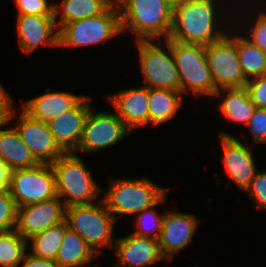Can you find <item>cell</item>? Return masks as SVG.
<instances>
[{
    "mask_svg": "<svg viewBox=\"0 0 266 267\" xmlns=\"http://www.w3.org/2000/svg\"><path fill=\"white\" fill-rule=\"evenodd\" d=\"M218 7L217 0H189L174 6L168 39L203 46L222 39L229 32L217 28Z\"/></svg>",
    "mask_w": 266,
    "mask_h": 267,
    "instance_id": "1",
    "label": "cell"
},
{
    "mask_svg": "<svg viewBox=\"0 0 266 267\" xmlns=\"http://www.w3.org/2000/svg\"><path fill=\"white\" fill-rule=\"evenodd\" d=\"M173 6L167 0H129L120 10L121 29L131 30L139 40H167Z\"/></svg>",
    "mask_w": 266,
    "mask_h": 267,
    "instance_id": "2",
    "label": "cell"
},
{
    "mask_svg": "<svg viewBox=\"0 0 266 267\" xmlns=\"http://www.w3.org/2000/svg\"><path fill=\"white\" fill-rule=\"evenodd\" d=\"M56 177L57 196L66 207L94 204L103 191L85 167L81 156L64 153L51 164Z\"/></svg>",
    "mask_w": 266,
    "mask_h": 267,
    "instance_id": "3",
    "label": "cell"
},
{
    "mask_svg": "<svg viewBox=\"0 0 266 267\" xmlns=\"http://www.w3.org/2000/svg\"><path fill=\"white\" fill-rule=\"evenodd\" d=\"M148 178L110 179L102 200L117 221L116 215L138 214L155 205L167 192Z\"/></svg>",
    "mask_w": 266,
    "mask_h": 267,
    "instance_id": "4",
    "label": "cell"
},
{
    "mask_svg": "<svg viewBox=\"0 0 266 267\" xmlns=\"http://www.w3.org/2000/svg\"><path fill=\"white\" fill-rule=\"evenodd\" d=\"M97 205H73L66 207L68 227L77 232L87 244L101 255V247H113L116 238L113 230L116 219L107 209L102 198Z\"/></svg>",
    "mask_w": 266,
    "mask_h": 267,
    "instance_id": "5",
    "label": "cell"
},
{
    "mask_svg": "<svg viewBox=\"0 0 266 267\" xmlns=\"http://www.w3.org/2000/svg\"><path fill=\"white\" fill-rule=\"evenodd\" d=\"M172 53L179 73L180 92L191 90L197 96H214L217 89L209 68L205 46L171 40Z\"/></svg>",
    "mask_w": 266,
    "mask_h": 267,
    "instance_id": "6",
    "label": "cell"
},
{
    "mask_svg": "<svg viewBox=\"0 0 266 267\" xmlns=\"http://www.w3.org/2000/svg\"><path fill=\"white\" fill-rule=\"evenodd\" d=\"M161 41H136L140 68L146 83L143 86L180 92L179 73L172 53L171 40H164L166 50L161 46Z\"/></svg>",
    "mask_w": 266,
    "mask_h": 267,
    "instance_id": "7",
    "label": "cell"
},
{
    "mask_svg": "<svg viewBox=\"0 0 266 267\" xmlns=\"http://www.w3.org/2000/svg\"><path fill=\"white\" fill-rule=\"evenodd\" d=\"M120 33V10L108 7L102 14L65 24L58 31V46L73 48L105 43Z\"/></svg>",
    "mask_w": 266,
    "mask_h": 267,
    "instance_id": "8",
    "label": "cell"
},
{
    "mask_svg": "<svg viewBox=\"0 0 266 267\" xmlns=\"http://www.w3.org/2000/svg\"><path fill=\"white\" fill-rule=\"evenodd\" d=\"M9 191L17 208L57 197L56 177L51 164L12 170Z\"/></svg>",
    "mask_w": 266,
    "mask_h": 267,
    "instance_id": "9",
    "label": "cell"
},
{
    "mask_svg": "<svg viewBox=\"0 0 266 267\" xmlns=\"http://www.w3.org/2000/svg\"><path fill=\"white\" fill-rule=\"evenodd\" d=\"M205 53L217 90L246 85L248 80L241 69L237 52V34H226L222 39L205 46Z\"/></svg>",
    "mask_w": 266,
    "mask_h": 267,
    "instance_id": "10",
    "label": "cell"
},
{
    "mask_svg": "<svg viewBox=\"0 0 266 267\" xmlns=\"http://www.w3.org/2000/svg\"><path fill=\"white\" fill-rule=\"evenodd\" d=\"M130 131L114 112H94L92 107L86 117L82 136L74 152H97L115 146Z\"/></svg>",
    "mask_w": 266,
    "mask_h": 267,
    "instance_id": "11",
    "label": "cell"
},
{
    "mask_svg": "<svg viewBox=\"0 0 266 267\" xmlns=\"http://www.w3.org/2000/svg\"><path fill=\"white\" fill-rule=\"evenodd\" d=\"M66 206L57 196L50 200L17 208L15 230L26 240L65 221Z\"/></svg>",
    "mask_w": 266,
    "mask_h": 267,
    "instance_id": "12",
    "label": "cell"
},
{
    "mask_svg": "<svg viewBox=\"0 0 266 267\" xmlns=\"http://www.w3.org/2000/svg\"><path fill=\"white\" fill-rule=\"evenodd\" d=\"M15 125L21 139L40 164H52L65 152L56 143L48 123L31 117L23 109Z\"/></svg>",
    "mask_w": 266,
    "mask_h": 267,
    "instance_id": "13",
    "label": "cell"
},
{
    "mask_svg": "<svg viewBox=\"0 0 266 267\" xmlns=\"http://www.w3.org/2000/svg\"><path fill=\"white\" fill-rule=\"evenodd\" d=\"M198 225L199 220L192 214L171 210L164 212L158 242L165 260L172 261L175 254L191 242Z\"/></svg>",
    "mask_w": 266,
    "mask_h": 267,
    "instance_id": "14",
    "label": "cell"
},
{
    "mask_svg": "<svg viewBox=\"0 0 266 267\" xmlns=\"http://www.w3.org/2000/svg\"><path fill=\"white\" fill-rule=\"evenodd\" d=\"M219 140L223 148V163L229 177L245 190L256 175V167L252 154V147L248 148L242 141L230 135L220 132Z\"/></svg>",
    "mask_w": 266,
    "mask_h": 267,
    "instance_id": "15",
    "label": "cell"
},
{
    "mask_svg": "<svg viewBox=\"0 0 266 267\" xmlns=\"http://www.w3.org/2000/svg\"><path fill=\"white\" fill-rule=\"evenodd\" d=\"M89 97H83L72 109L48 122L56 143L65 152L78 148L86 117L92 108Z\"/></svg>",
    "mask_w": 266,
    "mask_h": 267,
    "instance_id": "16",
    "label": "cell"
},
{
    "mask_svg": "<svg viewBox=\"0 0 266 267\" xmlns=\"http://www.w3.org/2000/svg\"><path fill=\"white\" fill-rule=\"evenodd\" d=\"M114 242L116 248L114 253L118 261L114 267H149L165 260L157 239L131 233L116 238Z\"/></svg>",
    "mask_w": 266,
    "mask_h": 267,
    "instance_id": "17",
    "label": "cell"
},
{
    "mask_svg": "<svg viewBox=\"0 0 266 267\" xmlns=\"http://www.w3.org/2000/svg\"><path fill=\"white\" fill-rule=\"evenodd\" d=\"M125 127L131 132L134 128L149 124V88L123 89L107 98Z\"/></svg>",
    "mask_w": 266,
    "mask_h": 267,
    "instance_id": "18",
    "label": "cell"
},
{
    "mask_svg": "<svg viewBox=\"0 0 266 267\" xmlns=\"http://www.w3.org/2000/svg\"><path fill=\"white\" fill-rule=\"evenodd\" d=\"M19 46L26 53L39 45L58 46V28L53 16L17 15Z\"/></svg>",
    "mask_w": 266,
    "mask_h": 267,
    "instance_id": "19",
    "label": "cell"
},
{
    "mask_svg": "<svg viewBox=\"0 0 266 267\" xmlns=\"http://www.w3.org/2000/svg\"><path fill=\"white\" fill-rule=\"evenodd\" d=\"M84 96L69 92H48L22 103V109L31 117L48 123L72 109Z\"/></svg>",
    "mask_w": 266,
    "mask_h": 267,
    "instance_id": "20",
    "label": "cell"
},
{
    "mask_svg": "<svg viewBox=\"0 0 266 267\" xmlns=\"http://www.w3.org/2000/svg\"><path fill=\"white\" fill-rule=\"evenodd\" d=\"M0 125V161L11 170L30 169L40 163L35 159L28 146L21 139L15 127L1 129Z\"/></svg>",
    "mask_w": 266,
    "mask_h": 267,
    "instance_id": "21",
    "label": "cell"
},
{
    "mask_svg": "<svg viewBox=\"0 0 266 267\" xmlns=\"http://www.w3.org/2000/svg\"><path fill=\"white\" fill-rule=\"evenodd\" d=\"M213 97L224 98L220 102V111L227 120L234 121L235 123L241 122L247 125L256 109V106L250 100L245 86L219 89Z\"/></svg>",
    "mask_w": 266,
    "mask_h": 267,
    "instance_id": "22",
    "label": "cell"
},
{
    "mask_svg": "<svg viewBox=\"0 0 266 267\" xmlns=\"http://www.w3.org/2000/svg\"><path fill=\"white\" fill-rule=\"evenodd\" d=\"M97 255L87 242L68 228L61 242L55 262L60 267H87ZM89 267V266H88ZM97 267V266H95Z\"/></svg>",
    "mask_w": 266,
    "mask_h": 267,
    "instance_id": "23",
    "label": "cell"
},
{
    "mask_svg": "<svg viewBox=\"0 0 266 267\" xmlns=\"http://www.w3.org/2000/svg\"><path fill=\"white\" fill-rule=\"evenodd\" d=\"M59 4H53L58 31L67 23L102 14L108 8L105 0H62Z\"/></svg>",
    "mask_w": 266,
    "mask_h": 267,
    "instance_id": "24",
    "label": "cell"
},
{
    "mask_svg": "<svg viewBox=\"0 0 266 267\" xmlns=\"http://www.w3.org/2000/svg\"><path fill=\"white\" fill-rule=\"evenodd\" d=\"M181 95L178 91L149 88V124L157 126L170 121L182 106Z\"/></svg>",
    "mask_w": 266,
    "mask_h": 267,
    "instance_id": "25",
    "label": "cell"
},
{
    "mask_svg": "<svg viewBox=\"0 0 266 267\" xmlns=\"http://www.w3.org/2000/svg\"><path fill=\"white\" fill-rule=\"evenodd\" d=\"M67 221L51 226L42 233L30 237L27 241L32 243L33 256L55 261L61 242L68 229Z\"/></svg>",
    "mask_w": 266,
    "mask_h": 267,
    "instance_id": "26",
    "label": "cell"
},
{
    "mask_svg": "<svg viewBox=\"0 0 266 267\" xmlns=\"http://www.w3.org/2000/svg\"><path fill=\"white\" fill-rule=\"evenodd\" d=\"M237 52L241 69L247 80L266 74V52L237 34Z\"/></svg>",
    "mask_w": 266,
    "mask_h": 267,
    "instance_id": "27",
    "label": "cell"
},
{
    "mask_svg": "<svg viewBox=\"0 0 266 267\" xmlns=\"http://www.w3.org/2000/svg\"><path fill=\"white\" fill-rule=\"evenodd\" d=\"M28 241L15 229L0 232V267H19L26 254Z\"/></svg>",
    "mask_w": 266,
    "mask_h": 267,
    "instance_id": "28",
    "label": "cell"
},
{
    "mask_svg": "<svg viewBox=\"0 0 266 267\" xmlns=\"http://www.w3.org/2000/svg\"><path fill=\"white\" fill-rule=\"evenodd\" d=\"M166 195L167 194H165L152 207L145 209L135 215L136 231L133 232V234L137 236L150 237L158 240L162 230L164 213L162 215H159L157 212H155L154 208L157 207V205L164 203Z\"/></svg>",
    "mask_w": 266,
    "mask_h": 267,
    "instance_id": "29",
    "label": "cell"
},
{
    "mask_svg": "<svg viewBox=\"0 0 266 267\" xmlns=\"http://www.w3.org/2000/svg\"><path fill=\"white\" fill-rule=\"evenodd\" d=\"M17 206L9 189H0V232L16 228Z\"/></svg>",
    "mask_w": 266,
    "mask_h": 267,
    "instance_id": "30",
    "label": "cell"
},
{
    "mask_svg": "<svg viewBox=\"0 0 266 267\" xmlns=\"http://www.w3.org/2000/svg\"><path fill=\"white\" fill-rule=\"evenodd\" d=\"M18 15L53 16V4L48 0H15Z\"/></svg>",
    "mask_w": 266,
    "mask_h": 267,
    "instance_id": "31",
    "label": "cell"
},
{
    "mask_svg": "<svg viewBox=\"0 0 266 267\" xmlns=\"http://www.w3.org/2000/svg\"><path fill=\"white\" fill-rule=\"evenodd\" d=\"M245 87L256 108L266 109V74L249 79Z\"/></svg>",
    "mask_w": 266,
    "mask_h": 267,
    "instance_id": "32",
    "label": "cell"
},
{
    "mask_svg": "<svg viewBox=\"0 0 266 267\" xmlns=\"http://www.w3.org/2000/svg\"><path fill=\"white\" fill-rule=\"evenodd\" d=\"M259 210L266 208V171L256 173L250 185L245 189Z\"/></svg>",
    "mask_w": 266,
    "mask_h": 267,
    "instance_id": "33",
    "label": "cell"
},
{
    "mask_svg": "<svg viewBox=\"0 0 266 267\" xmlns=\"http://www.w3.org/2000/svg\"><path fill=\"white\" fill-rule=\"evenodd\" d=\"M247 126L253 137L251 142L264 143L266 141V109L256 108Z\"/></svg>",
    "mask_w": 266,
    "mask_h": 267,
    "instance_id": "34",
    "label": "cell"
},
{
    "mask_svg": "<svg viewBox=\"0 0 266 267\" xmlns=\"http://www.w3.org/2000/svg\"><path fill=\"white\" fill-rule=\"evenodd\" d=\"M266 12V11H265ZM264 11H261V13L257 16L258 18L256 21L251 22L254 24H251L249 29L250 36H245L246 39H248L252 44L259 47L262 51L266 52V13Z\"/></svg>",
    "mask_w": 266,
    "mask_h": 267,
    "instance_id": "35",
    "label": "cell"
},
{
    "mask_svg": "<svg viewBox=\"0 0 266 267\" xmlns=\"http://www.w3.org/2000/svg\"><path fill=\"white\" fill-rule=\"evenodd\" d=\"M13 100L9 94L5 92L4 87L0 83V125L8 124L16 116L15 110L12 108Z\"/></svg>",
    "mask_w": 266,
    "mask_h": 267,
    "instance_id": "36",
    "label": "cell"
},
{
    "mask_svg": "<svg viewBox=\"0 0 266 267\" xmlns=\"http://www.w3.org/2000/svg\"><path fill=\"white\" fill-rule=\"evenodd\" d=\"M23 264L20 267H60L55 261L33 256L29 252L25 254Z\"/></svg>",
    "mask_w": 266,
    "mask_h": 267,
    "instance_id": "37",
    "label": "cell"
},
{
    "mask_svg": "<svg viewBox=\"0 0 266 267\" xmlns=\"http://www.w3.org/2000/svg\"><path fill=\"white\" fill-rule=\"evenodd\" d=\"M11 169L2 161H0V189H9Z\"/></svg>",
    "mask_w": 266,
    "mask_h": 267,
    "instance_id": "38",
    "label": "cell"
},
{
    "mask_svg": "<svg viewBox=\"0 0 266 267\" xmlns=\"http://www.w3.org/2000/svg\"><path fill=\"white\" fill-rule=\"evenodd\" d=\"M129 0H105L106 5L109 8H114L117 10H121L122 7L128 2Z\"/></svg>",
    "mask_w": 266,
    "mask_h": 267,
    "instance_id": "39",
    "label": "cell"
},
{
    "mask_svg": "<svg viewBox=\"0 0 266 267\" xmlns=\"http://www.w3.org/2000/svg\"><path fill=\"white\" fill-rule=\"evenodd\" d=\"M173 7L189 0H167Z\"/></svg>",
    "mask_w": 266,
    "mask_h": 267,
    "instance_id": "40",
    "label": "cell"
}]
</instances>
